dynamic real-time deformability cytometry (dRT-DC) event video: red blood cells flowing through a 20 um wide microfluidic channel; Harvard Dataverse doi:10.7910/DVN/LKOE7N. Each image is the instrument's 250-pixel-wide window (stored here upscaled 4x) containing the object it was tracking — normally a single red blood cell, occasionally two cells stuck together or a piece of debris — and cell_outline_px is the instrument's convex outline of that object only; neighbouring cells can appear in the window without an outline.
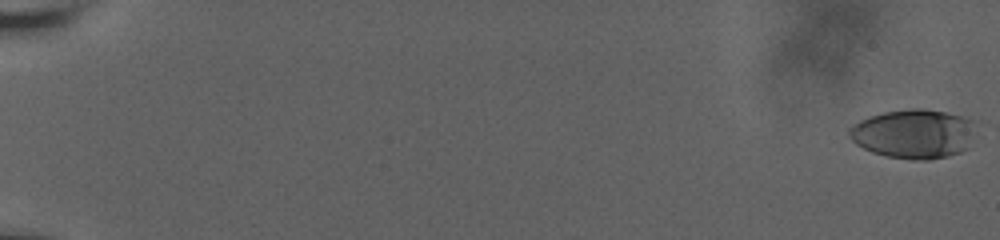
{"species": "human", "species_latin": "Homo sapiens", "temperature_condition": "room temperature", "stored_images_in_passage": 37, "camera_frame_rate_fps": 3000, "um_per_image_px": 0.085, "donor": {"sex": "male"}, "frame": {"image": 1, "passage_image": 1, "time_ms": 0.0, "image_size_px": [1000, 240], "cell_outline_px": [[980, 120], [968, 148], [960, 152], [948, 156], [928, 160], [912, 160], [888, 156], [872, 152], [856, 144], [848, 136], [848, 128], [860, 120], [884, 112], [912, 108], [920, 108], [944, 112]], "centroid_in_image_um": [77.73, 11.37], "position_along_channel_um": 7.3, "area_um2": 36.76}}
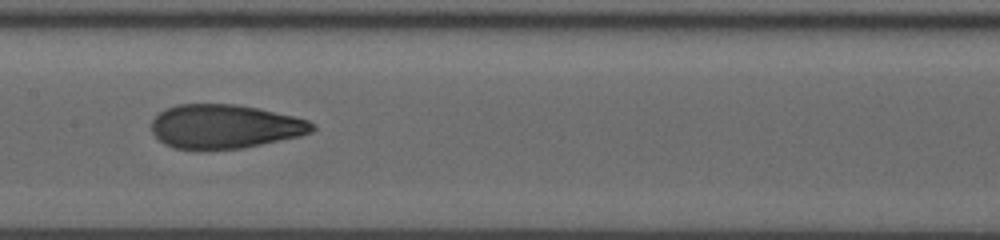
{"frame": {"image": 2, "passage_image": 20, "time_ms": 11.333, "image_size_px": [1000, 240], "cell_outline_px": [[316, 128], [312, 132], [300, 136], [244, 148], [172, 148], [164, 144], [152, 132], [152, 120], [164, 108], [176, 104], [236, 104], [256, 108], [292, 116], [308, 120], [316, 124]], "centroid_in_image_um": [19.11, 10.74], "position_along_channel_um": 188.3, "area_um2": 40.92}}
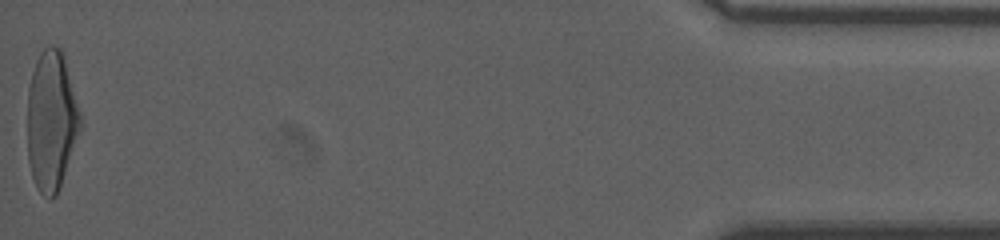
{"frame": {"image": 3, "passage_image": 37, "time_ms": 20.333, "image_size_px": [1000, 240], "cell_outline_px": [[80, 128], [56, 196], [52, 200], [44, 196], [36, 188], [32, 176], [28, 160], [28, 88], [32, 72], [36, 60], [40, 52], [44, 48], [52, 44], [60, 48], [64, 56], [80, 112]], "centroid_in_image_um": [4.34, 10.24], "position_along_channel_um": 430.9, "area_um2": 42.66}, "authors_computed_cell_mechanics": {"area_um2": 40.749, "velocity_mm_per_s": 3.643, "shape_relaxation_time_tau1_ms": 5.1635, "shape_relaxation_time_tau2_ms": 0.9997, "deformation_change_tau1": 0.1999, "deformation_change_tau2": 0.0783}}